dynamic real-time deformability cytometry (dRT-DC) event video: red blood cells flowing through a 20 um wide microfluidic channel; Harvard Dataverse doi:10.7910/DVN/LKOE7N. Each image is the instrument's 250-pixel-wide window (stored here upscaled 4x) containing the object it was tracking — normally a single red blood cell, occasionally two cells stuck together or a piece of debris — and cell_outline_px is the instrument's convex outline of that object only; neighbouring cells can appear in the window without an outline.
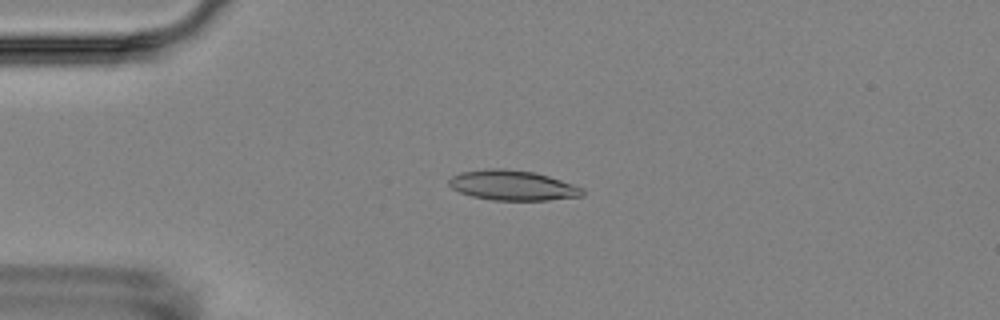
{"species": "Egyptian fruit bat (a non-hibernating species)", "species_latin": "Rousettus aegyptiacus", "temperature_condition": "room temperature", "stored_images_in_passage": 2, "camera_frame_rate_fps": 3000, "um_per_image_px": 0.085, "animal": {"sex": "female"}, "frame": {"image": 1, "passage_image": 1, "time_ms": 0.0, "image_size_px": [1000, 320], "cell_outline_px": [[584, 196], [548, 200], [492, 200], [472, 196], [460, 192], [452, 188], [448, 184], [448, 180], [452, 176], [460, 172], [484, 168], [504, 168], [532, 172], [548, 176], [584, 188]], "centroid_in_image_um": [43.55, 15.75], "position_along_channel_um": 41.4, "area_um2": 23.41}}